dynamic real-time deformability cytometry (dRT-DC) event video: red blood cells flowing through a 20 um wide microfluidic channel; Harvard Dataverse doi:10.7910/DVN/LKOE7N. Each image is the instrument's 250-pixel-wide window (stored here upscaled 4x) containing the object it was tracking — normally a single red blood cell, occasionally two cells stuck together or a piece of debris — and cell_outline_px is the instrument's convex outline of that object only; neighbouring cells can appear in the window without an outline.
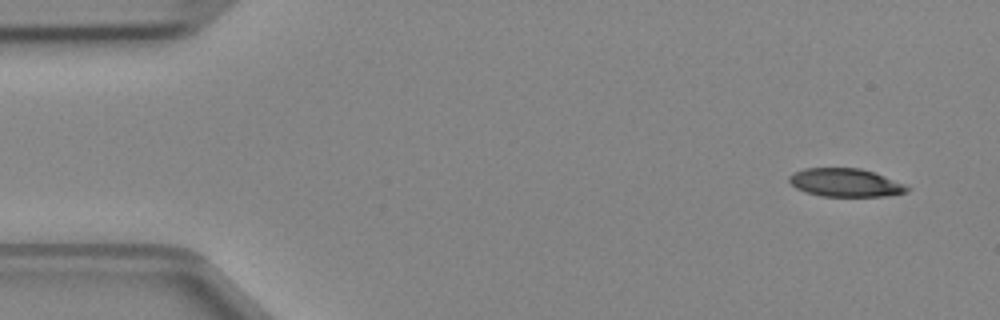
{"species": "Egyptian fruit bat (a non-hibernating species)", "species_latin": "Rousettus aegyptiacus", "temperature_condition": "cold", "stored_images_in_passage": 6, "camera_frame_rate_fps": 3000, "um_per_image_px": 0.085, "animal": {"sex": "female"}, "frame": {"image": 1, "passage_image": 1, "time_ms": 0.0, "image_size_px": [1000, 320], "cell_outline_px": [[912, 188], [908, 192], [888, 196], [820, 196], [804, 192], [796, 188], [788, 180], [788, 176], [804, 168], [860, 168], [884, 176], [904, 184]], "centroid_in_image_um": [71.86, 15.53], "position_along_channel_um": 13.1, "area_um2": 19.42}}
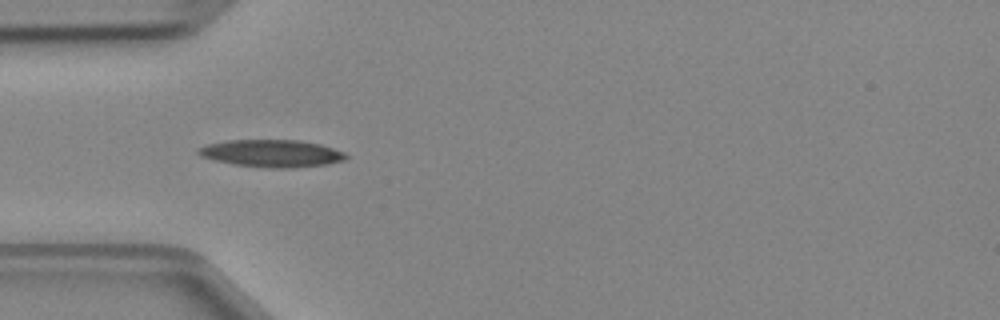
{"frame": {"image": 2, "passage_image": 4, "time_ms": 1.0, "image_size_px": [1000, 320], "cell_outline_px": [[348, 156], [344, 160], [328, 164], [292, 168], [268, 168], [236, 164], [216, 160], [200, 156], [196, 152], [196, 148], [208, 144], [228, 140], [300, 140], [320, 144], [344, 152]], "centroid_in_image_um": [23.1, 13.03], "position_along_channel_um": 61.9, "area_um2": 23.47}}